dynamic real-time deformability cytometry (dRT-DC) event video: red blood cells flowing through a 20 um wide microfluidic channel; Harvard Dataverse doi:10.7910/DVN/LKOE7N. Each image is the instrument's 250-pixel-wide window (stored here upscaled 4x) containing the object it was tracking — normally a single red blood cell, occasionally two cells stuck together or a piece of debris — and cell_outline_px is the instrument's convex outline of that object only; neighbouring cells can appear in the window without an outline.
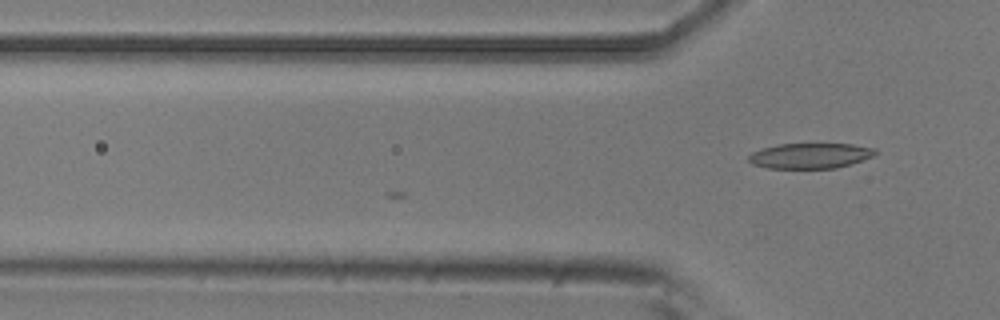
{"species": "common noctule bat (a hibernating species)", "species_latin": "Nyctalus noctula", "temperature_condition": "room temperature", "stored_images_in_passage": 6, "camera_frame_rate_fps": 3000, "um_per_image_px": 0.085, "animal": {"sex": "male", "body_mass_g": 20.5, "forearm_length_mm": 52.5}, "frame": {"image": 1, "passage_image": 6, "time_ms": 1.667, "image_size_px": [1000, 320], "cell_outline_px": [[876, 152], [872, 156], [852, 164], [836, 168], [768, 168], [752, 164], [748, 160], [748, 156], [752, 152], [776, 144], [852, 144], [876, 148]], "centroid_in_image_um": [68.86, 13.24], "position_along_channel_um": 56.9, "area_um2": 18.67}}